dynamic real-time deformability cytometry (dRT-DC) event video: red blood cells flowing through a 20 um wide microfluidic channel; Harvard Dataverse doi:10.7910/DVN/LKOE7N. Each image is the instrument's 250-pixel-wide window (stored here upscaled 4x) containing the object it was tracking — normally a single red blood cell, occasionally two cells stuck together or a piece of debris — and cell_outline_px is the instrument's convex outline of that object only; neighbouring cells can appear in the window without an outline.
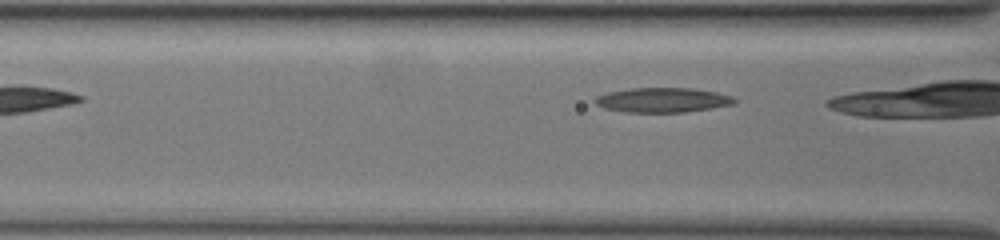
{"species": "common noctule bat (a hibernating species)", "species_latin": "Nyctalus noctula", "temperature_condition": "warm", "stored_images_in_passage": 7, "camera_frame_rate_fps": 3000, "um_per_image_px": 0.085, "animal": {"sex": "female", "body_mass_g": 19.5, "forearm_length_mm": 54.1}, "frame": {"image": 1, "passage_image": 5, "time_ms": 1.333, "image_size_px": [1000, 240], "cell_outline_px": [[736, 104], [712, 108], [684, 112], [624, 112], [604, 108], [596, 104], [592, 100], [596, 96], [608, 92], [628, 88], [692, 88], [716, 92], [732, 96], [736, 100]], "centroid_in_image_um": [56.3, 8.5], "position_along_channel_um": 110.3, "area_um2": 20.17}}